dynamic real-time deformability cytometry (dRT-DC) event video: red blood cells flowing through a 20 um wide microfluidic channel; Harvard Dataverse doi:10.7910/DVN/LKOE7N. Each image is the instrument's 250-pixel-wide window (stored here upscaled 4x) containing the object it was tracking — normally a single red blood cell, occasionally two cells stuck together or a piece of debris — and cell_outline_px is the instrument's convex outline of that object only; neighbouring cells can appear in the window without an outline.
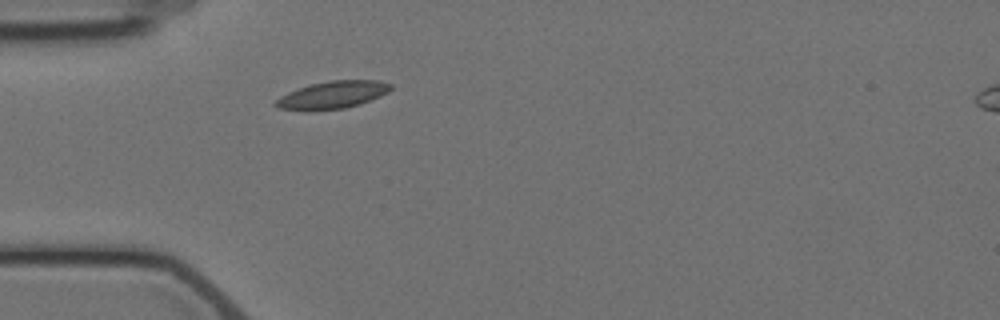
{"species": "Egyptian fruit bat (a non-hibernating species)", "species_latin": "Rousettus aegyptiacus", "temperature_condition": "cold", "stored_images_in_passage": 1, "camera_frame_rate_fps": 3000, "um_per_image_px": 0.085, "animal": {"sex": "female"}, "frame": {"image": 1, "passage_image": 1, "time_ms": 0.0, "image_size_px": [1000, 320], "cell_outline_px": [[392, 88], [388, 92], [380, 96], [360, 104], [344, 108], [312, 112], [304, 112], [276, 108], [272, 104], [280, 96], [288, 92], [312, 84], [328, 80], [380, 80], [392, 84]], "centroid_in_image_um": [28.22, 8.09], "position_along_channel_um": 56.8, "area_um2": 18.84}}